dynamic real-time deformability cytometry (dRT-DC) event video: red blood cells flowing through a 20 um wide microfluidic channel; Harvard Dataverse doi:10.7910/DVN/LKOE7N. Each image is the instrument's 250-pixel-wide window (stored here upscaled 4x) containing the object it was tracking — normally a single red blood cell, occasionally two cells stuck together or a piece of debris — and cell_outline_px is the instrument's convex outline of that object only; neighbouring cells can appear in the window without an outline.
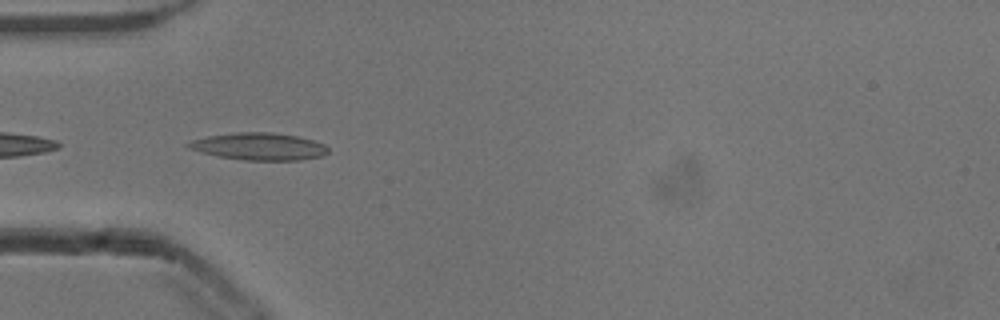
{"species": "common noctule bat (a hibernating species)", "species_latin": "Nyctalus noctula", "temperature_condition": "cold", "stored_images_in_passage": 21, "camera_frame_rate_fps": 3000, "um_per_image_px": 0.085, "animal": {"sex": "male", "body_mass_g": 13.3}, "frame": {"image": 1, "passage_image": 1, "time_ms": 0.0, "image_size_px": [1000, 320], "cell_outline_px": [[328, 152], [324, 156], [300, 160], [244, 160], [216, 156], [200, 152], [188, 148], [184, 144], [192, 140], [208, 136], [236, 132], [272, 132], [296, 136], [312, 140], [324, 144], [328, 148]], "centroid_in_image_um": [22.0, 12.45], "position_along_channel_um": 63.0, "area_um2": 22.25}}
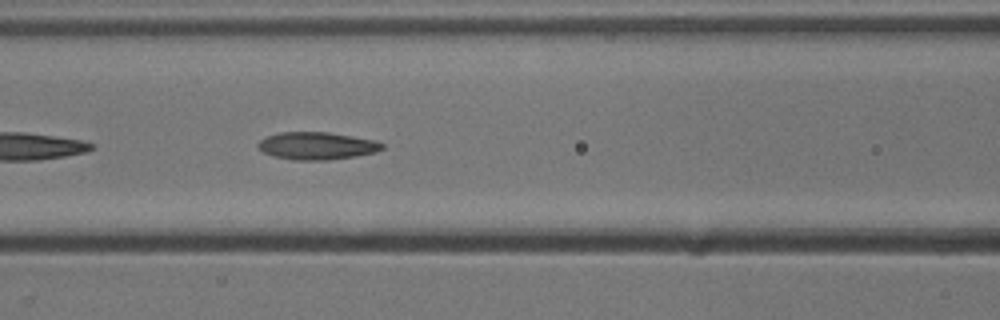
{"frame": {"image": 2, "passage_image": 7, "time_ms": 2.0, "image_size_px": [1000, 320], "cell_outline_px": [[384, 148], [376, 152], [356, 156], [328, 160], [292, 160], [276, 156], [264, 152], [256, 144], [264, 136], [280, 132], [328, 132], [376, 140], [384, 144]], "centroid_in_image_um": [26.95, 12.39], "position_along_channel_um": 139.7, "area_um2": 19.94}}
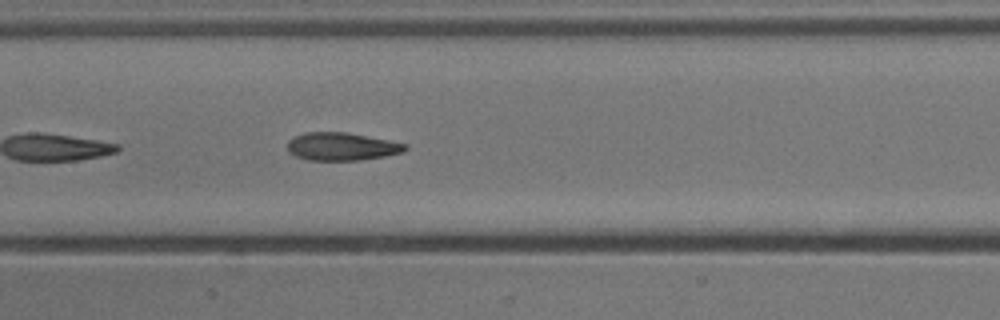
{"frame": {"image": 3, "passage_image": 10, "time_ms": 3.0, "image_size_px": [1000, 320], "cell_outline_px": [[408, 148], [404, 152], [384, 156], [360, 160], [308, 160], [296, 156], [288, 152], [288, 140], [292, 136], [304, 132], [348, 132], [408, 144]], "centroid_in_image_um": [29.03, 12.44], "position_along_channel_um": 178.4, "area_um2": 19.31}}